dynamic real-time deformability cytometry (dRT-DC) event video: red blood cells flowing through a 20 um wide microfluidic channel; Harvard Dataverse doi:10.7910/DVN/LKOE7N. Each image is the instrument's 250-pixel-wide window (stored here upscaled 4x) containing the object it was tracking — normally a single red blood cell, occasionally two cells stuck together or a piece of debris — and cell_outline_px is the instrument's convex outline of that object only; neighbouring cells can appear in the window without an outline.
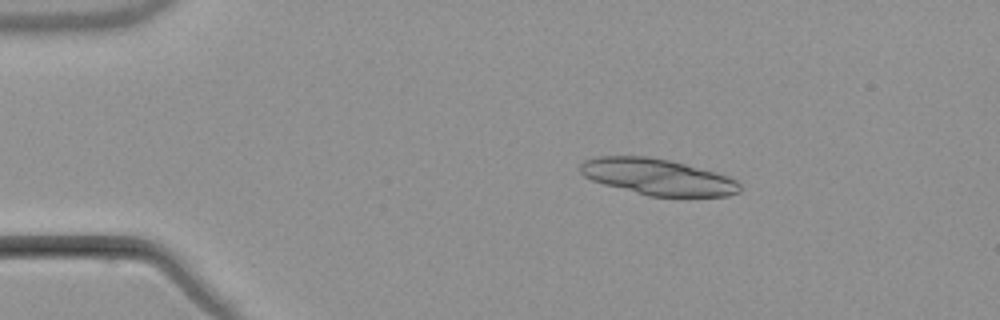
{"species": "common noctule bat (a hibernating species)", "species_latin": "Nyctalus noctula", "temperature_condition": "warm", "stored_images_in_passage": 4, "camera_frame_rate_fps": 3000, "um_per_image_px": 0.085, "animal": {"sex": "male", "body_mass_g": 21.5, "forearm_length_mm": 52.0}, "frame": {"image": 1, "passage_image": 2, "time_ms": 1.333, "image_size_px": [1000, 320], "cell_outline_px": [[740, 192], [728, 196], [648, 196], [604, 184], [592, 180], [584, 176], [580, 172], [580, 164], [584, 160], [596, 156], [648, 156], [672, 160], [716, 172], [728, 176], [736, 180], [740, 184]], "centroid_in_image_um": [55.9, 15.02], "position_along_channel_um": 29.1, "area_um2": 33.81}}